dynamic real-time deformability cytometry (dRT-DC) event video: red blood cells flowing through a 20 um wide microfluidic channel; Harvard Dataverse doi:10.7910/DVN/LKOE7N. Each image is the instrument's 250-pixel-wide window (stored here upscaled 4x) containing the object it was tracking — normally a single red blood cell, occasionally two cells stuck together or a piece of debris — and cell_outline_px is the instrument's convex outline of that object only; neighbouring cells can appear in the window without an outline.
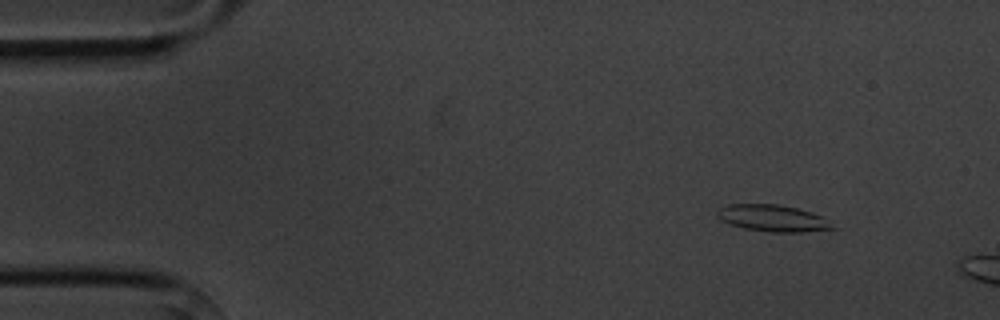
{"species": "common noctule bat (a hibernating species)", "species_latin": "Nyctalus noctula", "temperature_condition": "cold", "stored_images_in_passage": 4, "camera_frame_rate_fps": 3000, "um_per_image_px": 0.085, "animal": {"sex": "male", "body_mass_g": 20.1, "forearm_length_mm": 53.5}, "frame": {"image": 1, "passage_image": 2, "time_ms": 1.0, "image_size_px": [1000, 320], "cell_outline_px": [[836, 228], [804, 232], [768, 232], [744, 228], [720, 220], [716, 216], [716, 212], [720, 208], [728, 204], [776, 204], [796, 208], [812, 212], [820, 216]], "centroid_in_image_um": [65.63, 18.54], "position_along_channel_um": 19.4, "area_um2": 17.74}}